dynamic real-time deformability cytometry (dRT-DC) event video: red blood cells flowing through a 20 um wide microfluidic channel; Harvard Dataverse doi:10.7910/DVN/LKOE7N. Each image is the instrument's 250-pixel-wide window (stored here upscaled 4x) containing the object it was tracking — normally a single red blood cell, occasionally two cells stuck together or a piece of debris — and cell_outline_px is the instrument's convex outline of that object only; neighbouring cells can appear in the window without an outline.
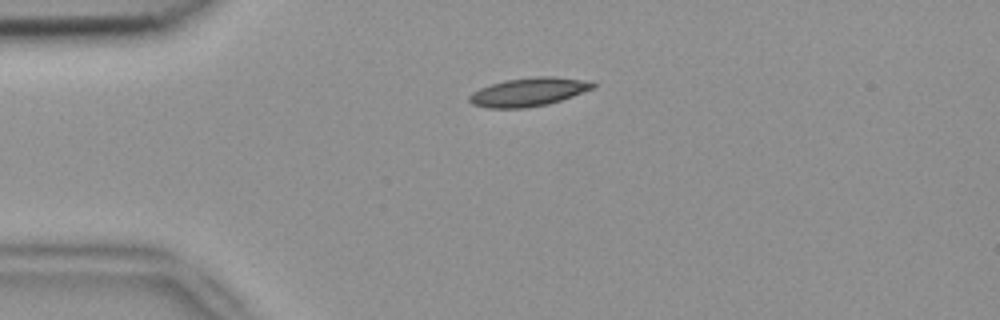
{"species": "common noctule bat (a hibernating species)", "species_latin": "Nyctalus noctula", "temperature_condition": "room temperature", "stored_images_in_passage": 4, "camera_frame_rate_fps": 3000, "um_per_image_px": 0.085, "animal": {"sex": "female", "body_mass_g": 18.4}, "frame": {"image": 1, "passage_image": 4, "time_ms": 1.0, "image_size_px": [1000, 320], "cell_outline_px": [[596, 84], [592, 88], [572, 96], [548, 104], [524, 108], [488, 108], [472, 104], [468, 100], [468, 96], [472, 92], [480, 88], [504, 80], [536, 76], [552, 76], [592, 80]], "centroid_in_image_um": [44.92, 7.81], "position_along_channel_um": 40.1, "area_um2": 20.58}}